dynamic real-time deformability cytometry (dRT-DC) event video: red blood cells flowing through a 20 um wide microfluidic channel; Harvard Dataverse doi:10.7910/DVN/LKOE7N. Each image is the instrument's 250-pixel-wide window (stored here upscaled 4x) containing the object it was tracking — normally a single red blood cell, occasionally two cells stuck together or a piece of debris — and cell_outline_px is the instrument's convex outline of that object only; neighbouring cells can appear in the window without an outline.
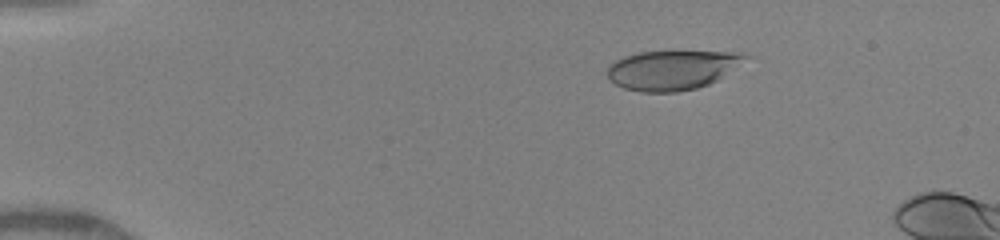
{"species": "human", "species_latin": "Homo sapiens", "temperature_condition": "warm", "stored_images_in_passage": 21, "camera_frame_rate_fps": 3000, "um_per_image_px": 0.085, "donor": {"sex": "female"}, "frame": {"image": 1, "passage_image": 13, "time_ms": 2.667, "image_size_px": [1000, 240], "cell_outline_px": [[752, 56], [716, 80], [708, 84], [696, 88], [676, 92], [640, 92], [624, 88], [608, 80], [608, 64], [624, 56], [640, 52], [740, 52]], "centroid_in_image_um": [57.11, 5.95], "position_along_channel_um": 27.9, "area_um2": 31.5}}